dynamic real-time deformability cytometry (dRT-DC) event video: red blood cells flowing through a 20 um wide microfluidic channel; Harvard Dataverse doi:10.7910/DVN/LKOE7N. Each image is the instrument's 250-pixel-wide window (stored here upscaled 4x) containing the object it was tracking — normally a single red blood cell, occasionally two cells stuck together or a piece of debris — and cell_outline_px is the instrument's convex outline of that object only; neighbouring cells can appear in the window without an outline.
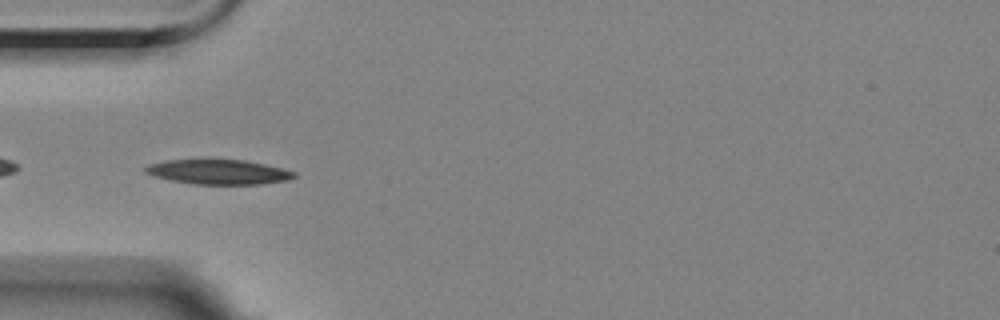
{"species": "Egyptian fruit bat (a non-hibernating species)", "species_latin": "Rousettus aegyptiacus", "temperature_condition": "room temperature", "stored_images_in_passage": 6, "camera_frame_rate_fps": 3000, "um_per_image_px": 0.085, "animal": {"sex": "female"}, "frame": {"image": 1, "passage_image": 4, "time_ms": 3.667, "image_size_px": [1000, 320], "cell_outline_px": [[296, 176], [288, 180], [260, 184], [196, 184], [172, 180], [156, 176], [144, 172], [144, 168], [148, 164], [164, 160], [208, 156], [244, 160], [284, 168], [296, 172]], "centroid_in_image_um": [18.54, 14.55], "position_along_channel_um": 66.5, "area_um2": 22.43}}
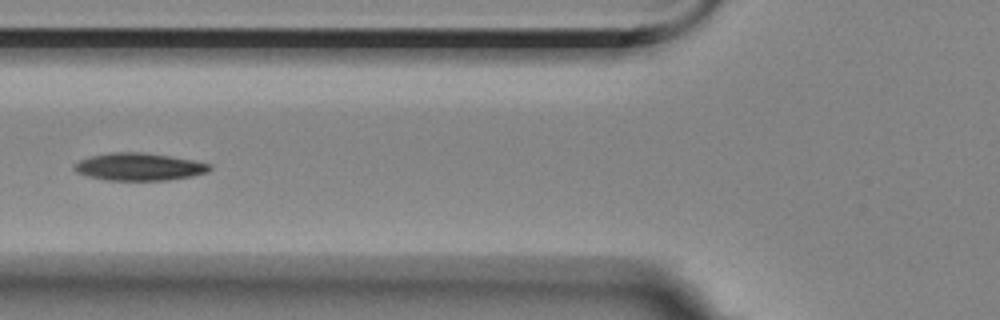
{"frame": {"image": 2, "passage_image": 5, "time_ms": 5.0, "image_size_px": [1000, 320], "cell_outline_px": [[212, 168], [208, 172], [192, 176], [168, 180], [108, 180], [88, 176], [76, 172], [76, 164], [80, 160], [92, 156], [112, 152], [144, 152], [192, 160], [212, 164]], "centroid_in_image_um": [11.88, 14.18], "position_along_channel_um": 113.9, "area_um2": 21.44}}
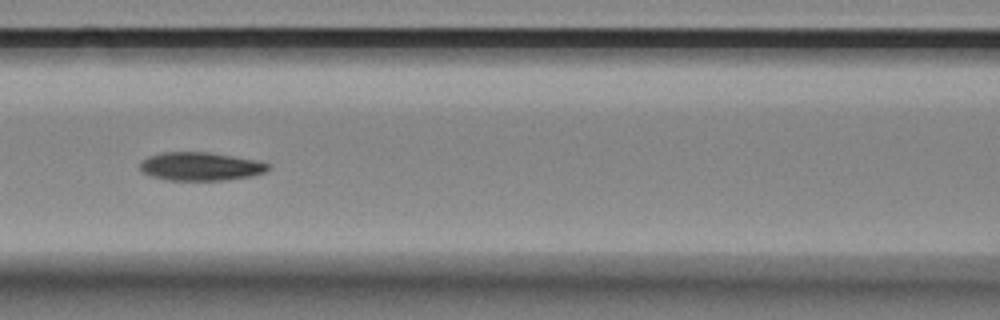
{"frame": {"image": 3, "passage_image": 6, "time_ms": 6.0, "image_size_px": [1000, 320], "cell_outline_px": [[268, 168], [264, 172], [252, 176], [224, 180], [164, 180], [140, 172], [140, 164], [148, 156], [160, 152], [208, 152], [256, 160], [268, 164]], "centroid_in_image_um": [16.99, 14.15], "position_along_channel_um": 149.6, "area_um2": 21.1}}